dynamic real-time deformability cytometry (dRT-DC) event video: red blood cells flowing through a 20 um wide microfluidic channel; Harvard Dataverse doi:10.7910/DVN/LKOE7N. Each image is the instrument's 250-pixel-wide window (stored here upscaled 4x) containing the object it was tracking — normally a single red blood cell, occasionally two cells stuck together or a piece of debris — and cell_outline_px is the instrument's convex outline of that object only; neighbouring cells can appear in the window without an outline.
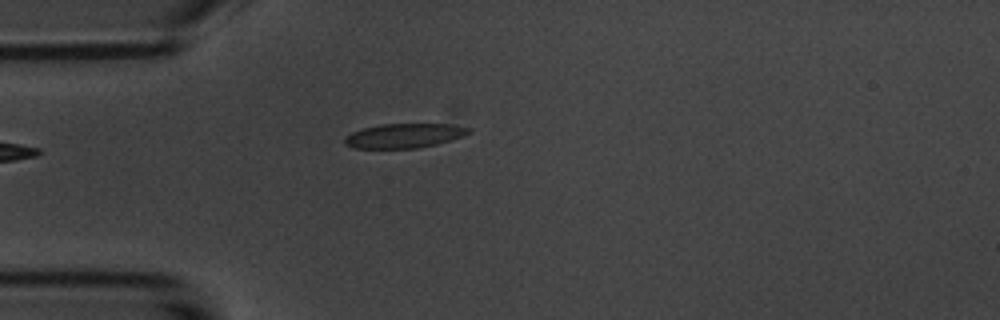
{"species": "common noctule bat (a hibernating species)", "species_latin": "Nyctalus noctula", "temperature_condition": "room temperature", "stored_images_in_passage": 4, "camera_frame_rate_fps": 3000, "um_per_image_px": 0.085, "animal": {"sex": "male", "body_mass_g": 20.1, "forearm_length_mm": 53.5}, "frame": {"image": 1, "passage_image": 4, "time_ms": 4.0, "image_size_px": [1000, 320], "cell_outline_px": [[472, 132], [464, 136], [436, 144], [416, 148], [356, 148], [344, 144], [344, 140], [352, 132], [364, 128], [380, 124], [448, 124], [472, 128]], "centroid_in_image_um": [34.4, 11.53], "position_along_channel_um": 50.6, "area_um2": 17.51}}